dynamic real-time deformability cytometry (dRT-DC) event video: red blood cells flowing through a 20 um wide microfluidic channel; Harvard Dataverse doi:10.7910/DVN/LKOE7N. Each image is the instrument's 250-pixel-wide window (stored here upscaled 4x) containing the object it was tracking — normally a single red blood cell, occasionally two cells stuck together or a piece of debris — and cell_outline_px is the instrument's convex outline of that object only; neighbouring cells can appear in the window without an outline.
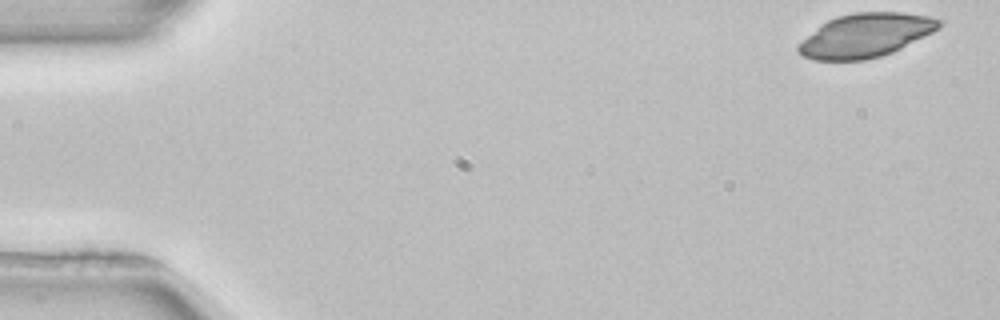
{"species": "common noctule bat (a hibernating species)", "species_latin": "Nyctalus noctula", "temperature_condition": "room temperature", "stored_images_in_passage": 51, "camera_frame_rate_fps": 3000, "um_per_image_px": 0.085, "animal": {"sex": "female", "body_mass_g": 22.7, "forearm_length_mm": 54.2}, "frame": {"image": 1, "passage_image": 1, "time_ms": 0.0, "image_size_px": [1000, 320], "cell_outline_px": [[944, 20], [940, 28], [892, 52], [880, 56], [864, 60], [812, 60], [804, 56], [796, 48], [820, 24], [836, 16], [856, 12], [900, 12], [928, 16]], "centroid_in_image_um": [73.59, 2.99], "position_along_channel_um": 11.4, "area_um2": 35.55}}